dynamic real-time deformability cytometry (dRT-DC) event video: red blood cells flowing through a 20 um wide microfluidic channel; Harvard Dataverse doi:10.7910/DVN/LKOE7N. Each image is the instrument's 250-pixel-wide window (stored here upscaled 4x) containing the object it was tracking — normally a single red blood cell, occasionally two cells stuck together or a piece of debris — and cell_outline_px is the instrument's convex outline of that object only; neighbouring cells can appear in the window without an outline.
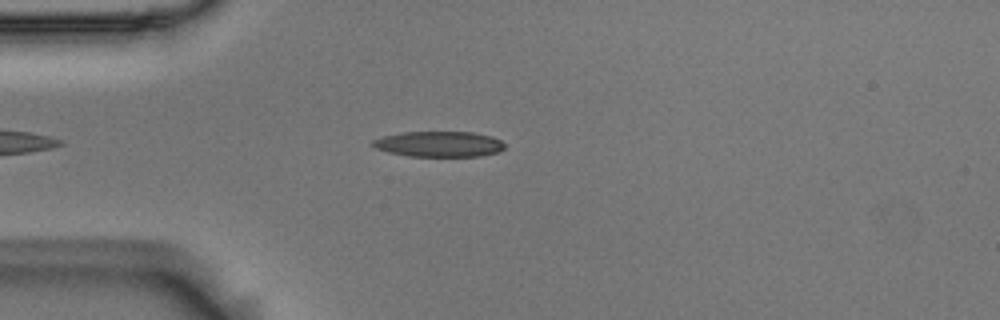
{"species": "Egyptian fruit bat (a non-hibernating species)", "species_latin": "Rousettus aegyptiacus", "temperature_condition": "room temperature", "stored_images_in_passage": 48, "camera_frame_rate_fps": 3000, "um_per_image_px": 0.085, "animal": {"sex": "male"}, "frame": {"image": 1, "passage_image": 8, "time_ms": 2.333, "image_size_px": [1000, 320], "cell_outline_px": [[504, 148], [500, 152], [480, 156], [408, 156], [388, 152], [376, 148], [368, 144], [372, 140], [384, 136], [404, 132], [472, 132], [492, 136], [500, 140], [504, 144]], "centroid_in_image_um": [37.31, 12.25], "position_along_channel_um": 47.7, "area_um2": 19.71}}
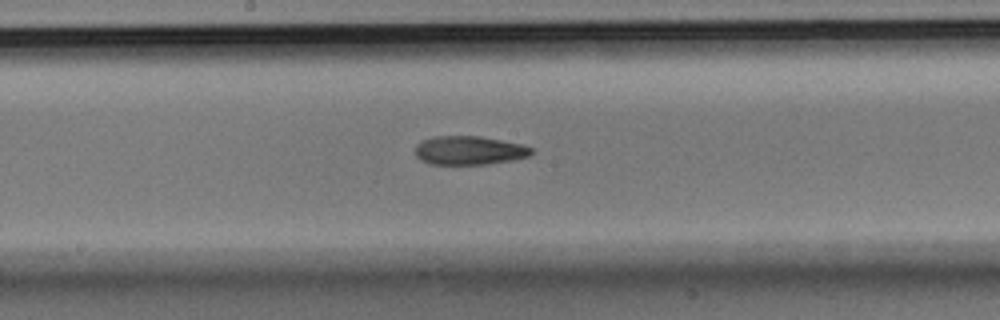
{"frame": {"image": 2, "passage_image": 22, "time_ms": 7.0, "image_size_px": [1000, 320], "cell_outline_px": [[532, 152], [528, 156], [512, 160], [488, 164], [428, 164], [420, 160], [416, 156], [416, 144], [432, 136], [480, 136], [520, 144], [532, 148]], "centroid_in_image_um": [39.84, 12.79], "position_along_channel_um": 208.4, "area_um2": 19.36}}
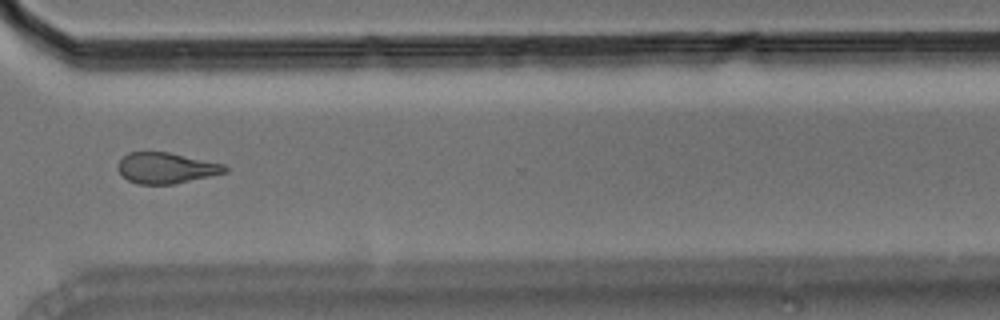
{"frame": {"image": 3, "passage_image": 34, "time_ms": 11.0, "image_size_px": [1000, 320], "cell_outline_px": [[228, 172], [172, 184], [136, 184], [128, 180], [116, 168], [116, 164], [128, 152], [168, 152], [224, 164], [228, 168]], "centroid_in_image_um": [14.1, 14.28], "position_along_channel_um": 356.5, "area_um2": 19.13}, "authors_computed_cell_mechanics": {"area_um2": 19.9121, "velocity_mm_per_s": 3.7088, "shape_relaxation_time_tau1_ms": null, "shape_relaxation_time_tau2_ms": 4.1092, "deformation_change_tau1": null, "deformation_change_tau2": 0.1331}}